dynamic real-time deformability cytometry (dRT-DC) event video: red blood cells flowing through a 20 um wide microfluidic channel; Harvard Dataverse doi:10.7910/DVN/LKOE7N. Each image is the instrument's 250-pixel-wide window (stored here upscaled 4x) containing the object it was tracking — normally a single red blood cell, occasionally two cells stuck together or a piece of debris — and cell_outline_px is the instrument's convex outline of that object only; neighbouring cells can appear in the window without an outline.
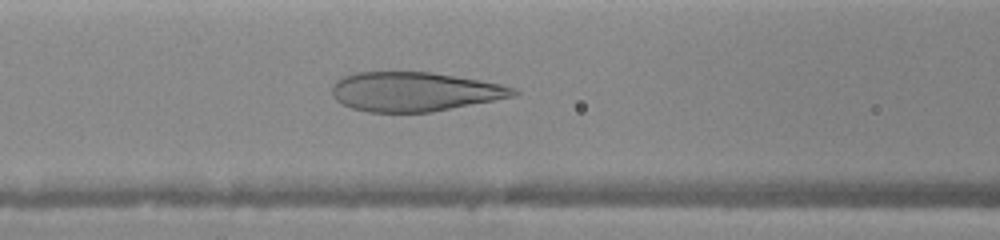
{"species": "human", "species_latin": "Homo sapiens", "temperature_condition": "warm", "stored_images_in_passage": 7, "camera_frame_rate_fps": 3000, "um_per_image_px": 0.085, "donor": {"sex": "female"}, "frame": {"image": 1, "passage_image": 7, "time_ms": 3.667, "image_size_px": [1000, 240], "cell_outline_px": [[520, 92], [512, 96], [432, 112], [368, 112], [352, 108], [336, 100], [332, 96], [332, 88], [336, 80], [344, 76], [356, 72], [432, 72], [480, 80], [500, 84], [516, 88]], "centroid_in_image_um": [35.2, 7.78], "position_along_channel_um": 131.4, "area_um2": 41.27}}